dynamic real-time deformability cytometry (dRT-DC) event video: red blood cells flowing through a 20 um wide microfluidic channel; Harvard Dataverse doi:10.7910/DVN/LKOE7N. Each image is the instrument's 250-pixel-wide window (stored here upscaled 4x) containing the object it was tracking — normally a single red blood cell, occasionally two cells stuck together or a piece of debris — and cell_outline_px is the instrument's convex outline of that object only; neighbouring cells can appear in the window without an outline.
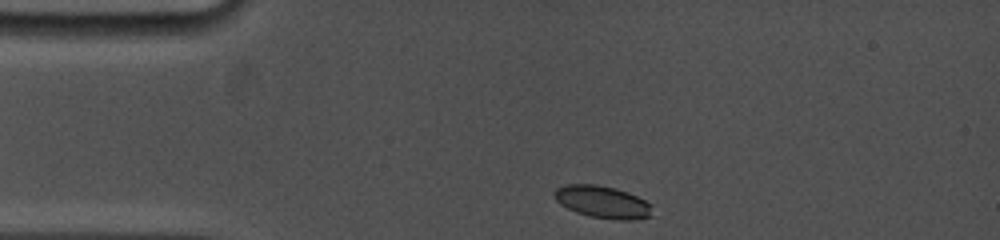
{"species": "common noctule bat (a hibernating species)", "species_latin": "Nyctalus noctula", "temperature_condition": "cold", "stored_images_in_passage": 55, "camera_frame_rate_fps": 5000, "um_per_image_px": 0.085, "animal": {"sex": "female", "body_mass_g": 19.0, "forearm_length_mm": 53.3}, "frame": {"image": 1, "passage_image": 1, "time_ms": 0.0, "image_size_px": [1000, 240], "cell_outline_px": [[652, 216], [636, 220], [616, 220], [588, 216], [576, 212], [560, 204], [556, 200], [552, 192], [556, 188], [564, 184], [596, 184], [616, 188], [628, 192], [652, 204]], "centroid_in_image_um": [51.22, 17.17], "position_along_channel_um": 33.8, "area_um2": 18.73}}
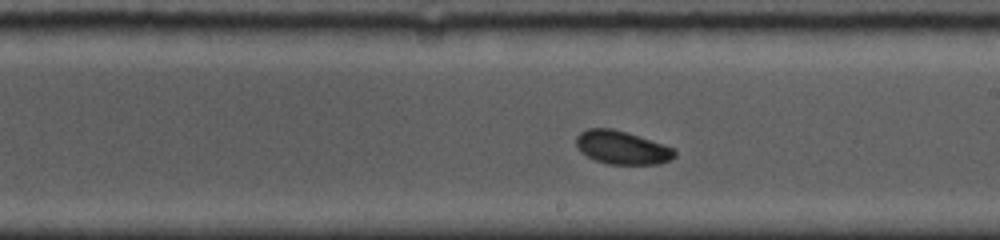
{"frame": {"image": 2, "passage_image": 29, "time_ms": 6.4, "image_size_px": [1000, 240], "cell_outline_px": [[676, 156], [672, 160], [660, 164], [608, 164], [596, 160], [580, 152], [576, 144], [576, 136], [580, 132], [588, 128], [612, 128], [664, 144], [676, 148]], "centroid_in_image_um": [52.9, 12.55], "position_along_channel_um": 236.1, "area_um2": 19.25}}
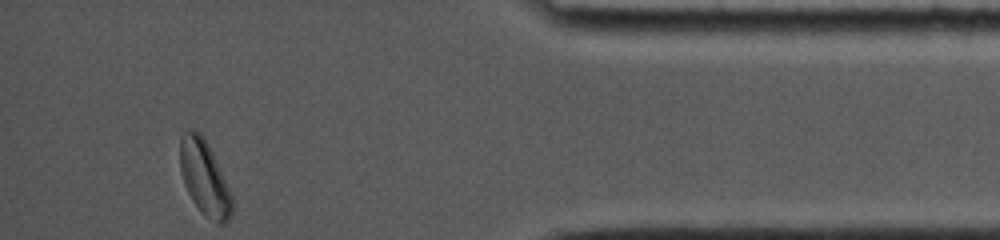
{"frame": {"image": 3, "passage_image": 55, "time_ms": 12.0, "image_size_px": [1000, 240], "cell_outline_px": [[232, 216], [224, 224], [216, 224], [204, 216], [200, 212], [192, 200], [184, 184], [180, 172], [180, 136], [184, 132], [200, 132], [204, 136], [212, 152], [232, 196]], "centroid_in_image_um": [17.37, 15.18], "position_along_channel_um": 417.8, "area_um2": 22.6}, "authors_computed_cell_mechanics": {"area_um2": 19.2474, "velocity_mm_per_s": 3.7518, "shape_relaxation_time_tau1_ms": 2.9298, "shape_relaxation_time_tau2_ms": null, "deformation_change_tau1": 0.0897, "deformation_change_tau2": null}}